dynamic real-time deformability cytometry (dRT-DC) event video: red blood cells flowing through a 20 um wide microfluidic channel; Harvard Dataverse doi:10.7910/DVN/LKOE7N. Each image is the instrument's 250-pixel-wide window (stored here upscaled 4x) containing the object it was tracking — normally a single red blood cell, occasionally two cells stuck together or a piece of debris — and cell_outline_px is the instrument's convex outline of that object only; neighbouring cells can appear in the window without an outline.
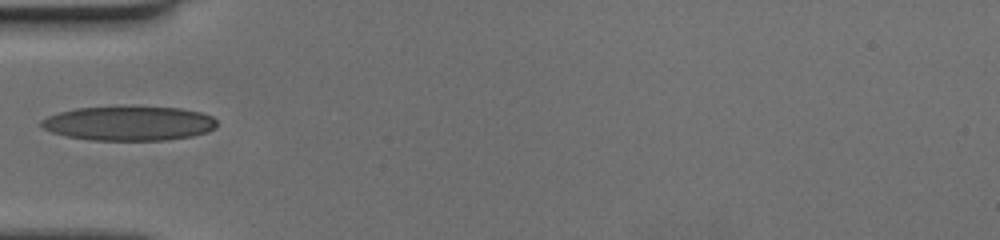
{"species": "human", "species_latin": "Homo sapiens", "temperature_condition": "cold", "stored_images_in_passage": 39, "camera_frame_rate_fps": 3000, "um_per_image_px": 0.085, "donor": {"sex": "female"}, "frame": {"image": 1, "passage_image": 1, "time_ms": 0.0, "image_size_px": [1000, 240], "cell_outline_px": [[216, 128], [208, 132], [192, 136], [168, 140], [88, 140], [68, 136], [52, 132], [44, 128], [40, 124], [40, 120], [48, 116], [60, 112], [76, 108], [180, 108], [200, 112], [212, 116], [216, 120]], "centroid_in_image_um": [10.99, 10.51], "position_along_channel_um": 74.0, "area_um2": 34.68}}
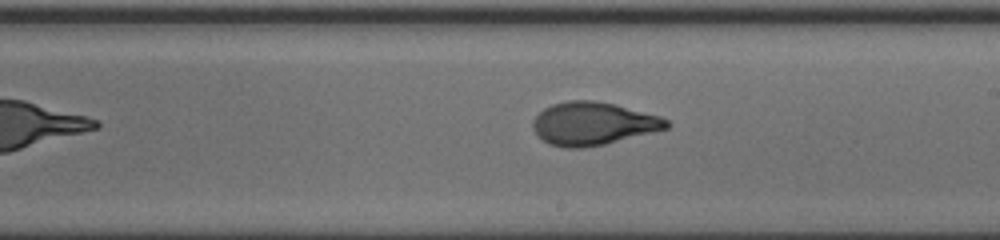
{"frame": {"image": 2, "passage_image": 15, "time_ms": 4.667, "image_size_px": [1000, 240], "cell_outline_px": [[672, 124], [668, 128], [604, 144], [584, 148], [564, 148], [548, 144], [532, 128], [532, 120], [544, 108], [552, 104], [568, 100], [596, 100], [616, 104], [660, 116], [668, 120]], "centroid_in_image_um": [50.41, 10.5], "position_along_channel_um": 238.6, "area_um2": 33.52}}
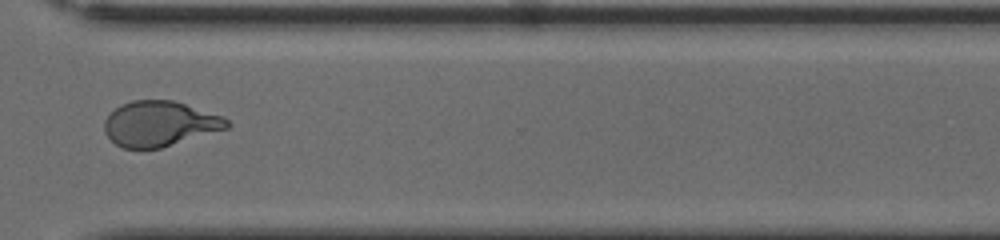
{"frame": {"image": 3, "passage_image": 25, "time_ms": 8.0, "image_size_px": [1000, 240], "cell_outline_px": [[232, 124], [228, 128], [160, 148], [120, 148], [104, 132], [104, 120], [120, 104], [132, 100], [172, 100], [224, 116]], "centroid_in_image_um": [13.58, 10.51], "position_along_channel_um": 357.0, "area_um2": 32.19}}